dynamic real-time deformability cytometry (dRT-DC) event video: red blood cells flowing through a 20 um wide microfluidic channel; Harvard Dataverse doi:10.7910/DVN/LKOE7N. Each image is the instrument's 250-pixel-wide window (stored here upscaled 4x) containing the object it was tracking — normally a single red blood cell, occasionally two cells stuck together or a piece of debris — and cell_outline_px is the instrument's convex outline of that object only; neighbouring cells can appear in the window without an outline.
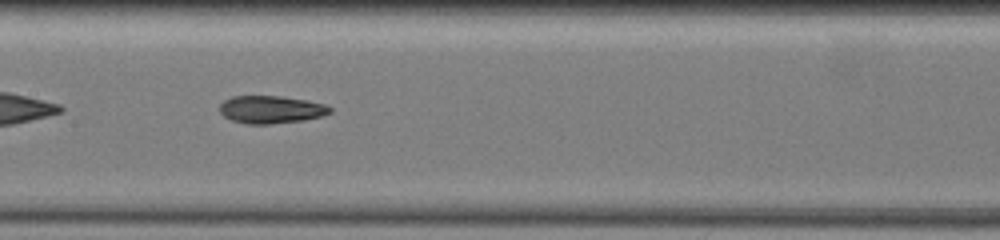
{"species": "common noctule bat (a hibernating species)", "species_latin": "Nyctalus noctula", "temperature_condition": "warm", "stored_images_in_passage": 64, "camera_frame_rate_fps": 3000, "um_per_image_px": 0.085, "animal": {"sex": "female", "body_mass_g": 19.5, "forearm_length_mm": 54.1}, "frame": {"image": 1, "passage_image": 18, "time_ms": 3.667, "image_size_px": [1000, 240], "cell_outline_px": [[332, 112], [320, 116], [304, 120], [268, 124], [248, 124], [232, 120], [224, 116], [220, 112], [220, 104], [224, 100], [232, 96], [280, 96], [304, 100], [324, 104], [332, 108]], "centroid_in_image_um": [23.02, 9.31], "position_along_channel_um": 184.4, "area_um2": 17.63}, "authors_computed_cell_mechanics": {"area_um2": 18.0336, "velocity_mm_per_s": 3.5621, "shape_relaxation_time_tau1_ms": 7.3379, "shape_relaxation_time_tau2_ms": 2.6522, "deformation_change_tau1": 0.2455, "deformation_change_tau2": 0.0791}}